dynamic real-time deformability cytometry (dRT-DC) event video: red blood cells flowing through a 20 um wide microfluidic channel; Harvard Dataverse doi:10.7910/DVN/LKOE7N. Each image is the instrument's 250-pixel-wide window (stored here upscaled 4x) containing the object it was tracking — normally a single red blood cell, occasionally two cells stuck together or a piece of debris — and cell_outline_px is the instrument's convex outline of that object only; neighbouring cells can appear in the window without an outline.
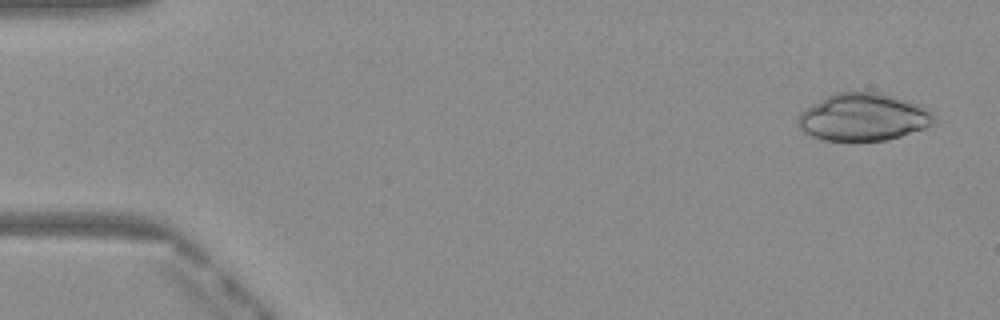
{"species": "Egyptian fruit bat (a non-hibernating species)", "species_latin": "Rousettus aegyptiacus", "temperature_condition": "warm", "stored_images_in_passage": 48, "camera_frame_rate_fps": 3000, "um_per_image_px": 0.085, "frame": {"image": 1, "passage_image": 1, "time_ms": 0.0, "image_size_px": [1000, 320], "cell_outline_px": [[936, 120], [932, 124], [924, 128], [888, 140], [852, 144], [824, 140], [808, 136], [800, 128], [800, 112], [812, 104], [836, 92], [880, 92], [920, 104], [932, 112], [936, 116]], "centroid_in_image_um": [73.39, 10.0], "position_along_channel_um": 11.6, "area_um2": 38.32}}